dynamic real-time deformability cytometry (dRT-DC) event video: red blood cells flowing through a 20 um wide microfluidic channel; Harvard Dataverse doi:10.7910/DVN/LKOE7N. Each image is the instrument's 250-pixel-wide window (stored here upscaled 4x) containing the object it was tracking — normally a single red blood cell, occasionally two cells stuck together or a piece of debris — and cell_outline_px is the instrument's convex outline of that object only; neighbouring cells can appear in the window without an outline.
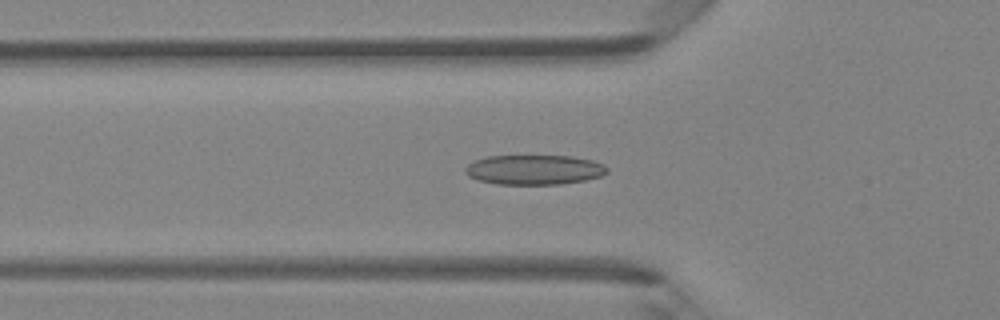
{"species": "Egyptian fruit bat (a non-hibernating species)", "species_latin": "Rousettus aegyptiacus", "temperature_condition": "room temperature", "stored_images_in_passage": 43, "camera_frame_rate_fps": 3000, "um_per_image_px": 0.085, "animal": {"sex": "female"}, "frame": {"image": 1, "passage_image": 11, "time_ms": 3.333, "image_size_px": [1000, 320], "cell_outline_px": [[608, 172], [600, 176], [584, 180], [560, 184], [496, 184], [480, 180], [468, 176], [464, 172], [464, 168], [468, 164], [484, 156], [572, 156], [592, 160], [604, 164], [608, 168]], "centroid_in_image_um": [45.4, 14.42], "position_along_channel_um": 80.4, "area_um2": 24.62}}
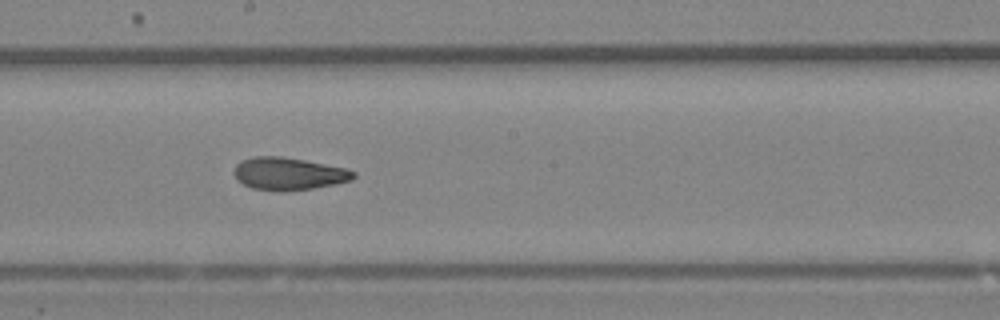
{"frame": {"image": 2, "passage_image": 21, "time_ms": 6.667, "image_size_px": [1000, 320], "cell_outline_px": [[356, 176], [352, 180], [312, 188], [280, 192], [252, 188], [236, 180], [232, 172], [236, 164], [240, 160], [256, 156], [280, 156], [304, 160], [348, 168], [356, 172]], "centroid_in_image_um": [24.5, 14.76], "position_along_channel_um": 223.7, "area_um2": 22.83}}
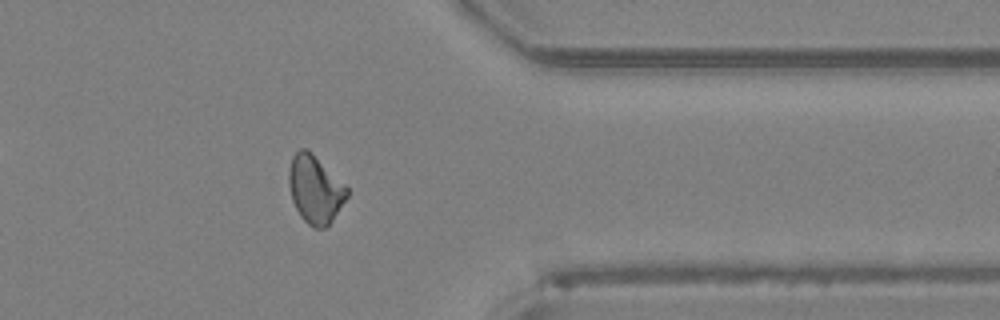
{"frame": {"image": 3, "passage_image": 33, "time_ms": 10.667, "image_size_px": [1000, 320], "cell_outline_px": [[348, 196], [332, 220], [324, 228], [312, 228], [300, 216], [292, 200], [288, 184], [288, 168], [292, 156], [300, 148], [308, 148], [348, 188]], "centroid_in_image_um": [26.76, 16.07], "position_along_channel_um": 384.6, "area_um2": 23.0}, "authors_computed_cell_mechanics": {"area_um2": 22.7154, "velocity_mm_per_s": 4.2975, "shape_relaxation_time_tau1_ms": 5.3191, "shape_relaxation_time_tau2_ms": 2.147, "deformation_change_tau1": 0.1578, "deformation_change_tau2": 0.0856}}